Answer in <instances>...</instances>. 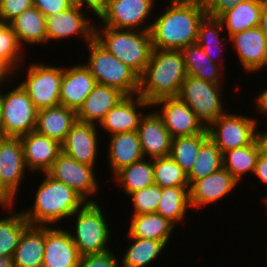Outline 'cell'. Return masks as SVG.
Returning <instances> with one entry per match:
<instances>
[{
    "label": "cell",
    "instance_id": "cell-3",
    "mask_svg": "<svg viewBox=\"0 0 267 267\" xmlns=\"http://www.w3.org/2000/svg\"><path fill=\"white\" fill-rule=\"evenodd\" d=\"M35 191L33 207L22 210L30 225L50 226L70 216L86 201L72 188L54 179L47 173Z\"/></svg>",
    "mask_w": 267,
    "mask_h": 267
},
{
    "label": "cell",
    "instance_id": "cell-4",
    "mask_svg": "<svg viewBox=\"0 0 267 267\" xmlns=\"http://www.w3.org/2000/svg\"><path fill=\"white\" fill-rule=\"evenodd\" d=\"M102 27L95 24L94 39L140 76L153 50L150 31Z\"/></svg>",
    "mask_w": 267,
    "mask_h": 267
},
{
    "label": "cell",
    "instance_id": "cell-56",
    "mask_svg": "<svg viewBox=\"0 0 267 267\" xmlns=\"http://www.w3.org/2000/svg\"><path fill=\"white\" fill-rule=\"evenodd\" d=\"M73 5L78 7V0H69Z\"/></svg>",
    "mask_w": 267,
    "mask_h": 267
},
{
    "label": "cell",
    "instance_id": "cell-46",
    "mask_svg": "<svg viewBox=\"0 0 267 267\" xmlns=\"http://www.w3.org/2000/svg\"><path fill=\"white\" fill-rule=\"evenodd\" d=\"M204 6L207 16L212 18H219L223 13L232 9L241 1L248 0H200Z\"/></svg>",
    "mask_w": 267,
    "mask_h": 267
},
{
    "label": "cell",
    "instance_id": "cell-18",
    "mask_svg": "<svg viewBox=\"0 0 267 267\" xmlns=\"http://www.w3.org/2000/svg\"><path fill=\"white\" fill-rule=\"evenodd\" d=\"M238 184L239 182L223 167L194 181L189 188L191 208L202 209L203 206L216 203L232 193Z\"/></svg>",
    "mask_w": 267,
    "mask_h": 267
},
{
    "label": "cell",
    "instance_id": "cell-53",
    "mask_svg": "<svg viewBox=\"0 0 267 267\" xmlns=\"http://www.w3.org/2000/svg\"><path fill=\"white\" fill-rule=\"evenodd\" d=\"M5 81V82H4ZM7 81H12L11 77L0 67V86H2L4 83H7ZM2 84V85H1Z\"/></svg>",
    "mask_w": 267,
    "mask_h": 267
},
{
    "label": "cell",
    "instance_id": "cell-24",
    "mask_svg": "<svg viewBox=\"0 0 267 267\" xmlns=\"http://www.w3.org/2000/svg\"><path fill=\"white\" fill-rule=\"evenodd\" d=\"M125 96L114 87L97 84L76 111L77 121L99 125L105 115Z\"/></svg>",
    "mask_w": 267,
    "mask_h": 267
},
{
    "label": "cell",
    "instance_id": "cell-22",
    "mask_svg": "<svg viewBox=\"0 0 267 267\" xmlns=\"http://www.w3.org/2000/svg\"><path fill=\"white\" fill-rule=\"evenodd\" d=\"M154 111L143 114L137 129L142 153L144 158L149 156V159L168 156L172 142L161 116Z\"/></svg>",
    "mask_w": 267,
    "mask_h": 267
},
{
    "label": "cell",
    "instance_id": "cell-16",
    "mask_svg": "<svg viewBox=\"0 0 267 267\" xmlns=\"http://www.w3.org/2000/svg\"><path fill=\"white\" fill-rule=\"evenodd\" d=\"M147 107L152 106L139 94L125 96L105 115L98 127L109 133L108 136L136 131L144 114L139 109Z\"/></svg>",
    "mask_w": 267,
    "mask_h": 267
},
{
    "label": "cell",
    "instance_id": "cell-49",
    "mask_svg": "<svg viewBox=\"0 0 267 267\" xmlns=\"http://www.w3.org/2000/svg\"><path fill=\"white\" fill-rule=\"evenodd\" d=\"M255 99L258 114H265L267 116V88L258 94Z\"/></svg>",
    "mask_w": 267,
    "mask_h": 267
},
{
    "label": "cell",
    "instance_id": "cell-39",
    "mask_svg": "<svg viewBox=\"0 0 267 267\" xmlns=\"http://www.w3.org/2000/svg\"><path fill=\"white\" fill-rule=\"evenodd\" d=\"M223 167L222 152L208 138L200 147L191 171L187 174L189 185L194 181L219 171Z\"/></svg>",
    "mask_w": 267,
    "mask_h": 267
},
{
    "label": "cell",
    "instance_id": "cell-33",
    "mask_svg": "<svg viewBox=\"0 0 267 267\" xmlns=\"http://www.w3.org/2000/svg\"><path fill=\"white\" fill-rule=\"evenodd\" d=\"M132 242L124 252L120 267H148L154 262L161 252H164L167 242L147 238L133 237L128 234ZM148 265V266H147Z\"/></svg>",
    "mask_w": 267,
    "mask_h": 267
},
{
    "label": "cell",
    "instance_id": "cell-35",
    "mask_svg": "<svg viewBox=\"0 0 267 267\" xmlns=\"http://www.w3.org/2000/svg\"><path fill=\"white\" fill-rule=\"evenodd\" d=\"M260 152L258 139L250 145L228 150L222 154L223 168L240 182L244 175L253 174Z\"/></svg>",
    "mask_w": 267,
    "mask_h": 267
},
{
    "label": "cell",
    "instance_id": "cell-25",
    "mask_svg": "<svg viewBox=\"0 0 267 267\" xmlns=\"http://www.w3.org/2000/svg\"><path fill=\"white\" fill-rule=\"evenodd\" d=\"M77 122L74 109L63 105L38 110L35 131L62 144L72 126Z\"/></svg>",
    "mask_w": 267,
    "mask_h": 267
},
{
    "label": "cell",
    "instance_id": "cell-13",
    "mask_svg": "<svg viewBox=\"0 0 267 267\" xmlns=\"http://www.w3.org/2000/svg\"><path fill=\"white\" fill-rule=\"evenodd\" d=\"M94 170V166L79 163L61 152L46 173L72 188L86 202H97L91 198L100 190Z\"/></svg>",
    "mask_w": 267,
    "mask_h": 267
},
{
    "label": "cell",
    "instance_id": "cell-2",
    "mask_svg": "<svg viewBox=\"0 0 267 267\" xmlns=\"http://www.w3.org/2000/svg\"><path fill=\"white\" fill-rule=\"evenodd\" d=\"M186 77L181 50L153 48L150 61L139 76L137 94L151 105L162 98L177 97Z\"/></svg>",
    "mask_w": 267,
    "mask_h": 267
},
{
    "label": "cell",
    "instance_id": "cell-37",
    "mask_svg": "<svg viewBox=\"0 0 267 267\" xmlns=\"http://www.w3.org/2000/svg\"><path fill=\"white\" fill-rule=\"evenodd\" d=\"M23 49L24 48L19 45L16 34L11 25L3 23L0 26V67L10 77H15L16 74L18 75V69L19 71L23 70L21 67L24 61L22 60V57L24 56L25 58V54H22Z\"/></svg>",
    "mask_w": 267,
    "mask_h": 267
},
{
    "label": "cell",
    "instance_id": "cell-55",
    "mask_svg": "<svg viewBox=\"0 0 267 267\" xmlns=\"http://www.w3.org/2000/svg\"><path fill=\"white\" fill-rule=\"evenodd\" d=\"M1 122H2V116H1V98H0V136H1Z\"/></svg>",
    "mask_w": 267,
    "mask_h": 267
},
{
    "label": "cell",
    "instance_id": "cell-26",
    "mask_svg": "<svg viewBox=\"0 0 267 267\" xmlns=\"http://www.w3.org/2000/svg\"><path fill=\"white\" fill-rule=\"evenodd\" d=\"M108 160L113 176L122 168L144 158L137 130L110 136Z\"/></svg>",
    "mask_w": 267,
    "mask_h": 267
},
{
    "label": "cell",
    "instance_id": "cell-47",
    "mask_svg": "<svg viewBox=\"0 0 267 267\" xmlns=\"http://www.w3.org/2000/svg\"><path fill=\"white\" fill-rule=\"evenodd\" d=\"M107 0H78V7L84 10L86 7L91 10L97 18L104 12ZM86 5V6H85ZM85 7V8H84Z\"/></svg>",
    "mask_w": 267,
    "mask_h": 267
},
{
    "label": "cell",
    "instance_id": "cell-5",
    "mask_svg": "<svg viewBox=\"0 0 267 267\" xmlns=\"http://www.w3.org/2000/svg\"><path fill=\"white\" fill-rule=\"evenodd\" d=\"M88 62L84 64L97 84L114 87L126 96L136 95L139 90V75L108 52L94 38L87 44Z\"/></svg>",
    "mask_w": 267,
    "mask_h": 267
},
{
    "label": "cell",
    "instance_id": "cell-42",
    "mask_svg": "<svg viewBox=\"0 0 267 267\" xmlns=\"http://www.w3.org/2000/svg\"><path fill=\"white\" fill-rule=\"evenodd\" d=\"M162 188L157 184L130 193L134 211L131 215L156 213L161 198Z\"/></svg>",
    "mask_w": 267,
    "mask_h": 267
},
{
    "label": "cell",
    "instance_id": "cell-20",
    "mask_svg": "<svg viewBox=\"0 0 267 267\" xmlns=\"http://www.w3.org/2000/svg\"><path fill=\"white\" fill-rule=\"evenodd\" d=\"M97 127L95 124L77 121L61 144L62 152L79 163L95 166L99 153Z\"/></svg>",
    "mask_w": 267,
    "mask_h": 267
},
{
    "label": "cell",
    "instance_id": "cell-40",
    "mask_svg": "<svg viewBox=\"0 0 267 267\" xmlns=\"http://www.w3.org/2000/svg\"><path fill=\"white\" fill-rule=\"evenodd\" d=\"M29 225L23 212L0 219V256L8 255L13 258L19 239Z\"/></svg>",
    "mask_w": 267,
    "mask_h": 267
},
{
    "label": "cell",
    "instance_id": "cell-32",
    "mask_svg": "<svg viewBox=\"0 0 267 267\" xmlns=\"http://www.w3.org/2000/svg\"><path fill=\"white\" fill-rule=\"evenodd\" d=\"M187 75L197 79L221 84L218 71L224 69L219 64L213 63L197 43L187 45L182 50ZM221 68V69H220ZM220 78V79H219Z\"/></svg>",
    "mask_w": 267,
    "mask_h": 267
},
{
    "label": "cell",
    "instance_id": "cell-27",
    "mask_svg": "<svg viewBox=\"0 0 267 267\" xmlns=\"http://www.w3.org/2000/svg\"><path fill=\"white\" fill-rule=\"evenodd\" d=\"M45 226L29 225L22 233L13 255L16 267H42Z\"/></svg>",
    "mask_w": 267,
    "mask_h": 267
},
{
    "label": "cell",
    "instance_id": "cell-29",
    "mask_svg": "<svg viewBox=\"0 0 267 267\" xmlns=\"http://www.w3.org/2000/svg\"><path fill=\"white\" fill-rule=\"evenodd\" d=\"M9 24L22 48L25 43L33 46L46 43V17L35 6L24 10Z\"/></svg>",
    "mask_w": 267,
    "mask_h": 267
},
{
    "label": "cell",
    "instance_id": "cell-8",
    "mask_svg": "<svg viewBox=\"0 0 267 267\" xmlns=\"http://www.w3.org/2000/svg\"><path fill=\"white\" fill-rule=\"evenodd\" d=\"M221 88H223L221 84L187 75L177 97L194 111L207 128L227 111L222 103Z\"/></svg>",
    "mask_w": 267,
    "mask_h": 267
},
{
    "label": "cell",
    "instance_id": "cell-45",
    "mask_svg": "<svg viewBox=\"0 0 267 267\" xmlns=\"http://www.w3.org/2000/svg\"><path fill=\"white\" fill-rule=\"evenodd\" d=\"M35 6L45 17L59 14L73 6L69 0H33Z\"/></svg>",
    "mask_w": 267,
    "mask_h": 267
},
{
    "label": "cell",
    "instance_id": "cell-15",
    "mask_svg": "<svg viewBox=\"0 0 267 267\" xmlns=\"http://www.w3.org/2000/svg\"><path fill=\"white\" fill-rule=\"evenodd\" d=\"M82 12V9L73 5L68 10L46 17V43L78 35L88 44L94 38L95 24L86 19Z\"/></svg>",
    "mask_w": 267,
    "mask_h": 267
},
{
    "label": "cell",
    "instance_id": "cell-6",
    "mask_svg": "<svg viewBox=\"0 0 267 267\" xmlns=\"http://www.w3.org/2000/svg\"><path fill=\"white\" fill-rule=\"evenodd\" d=\"M71 217L76 219L75 232L68 231L81 256L110 250L111 229L98 202H86Z\"/></svg>",
    "mask_w": 267,
    "mask_h": 267
},
{
    "label": "cell",
    "instance_id": "cell-30",
    "mask_svg": "<svg viewBox=\"0 0 267 267\" xmlns=\"http://www.w3.org/2000/svg\"><path fill=\"white\" fill-rule=\"evenodd\" d=\"M130 236L147 238L157 241H169L175 226L158 213L131 215Z\"/></svg>",
    "mask_w": 267,
    "mask_h": 267
},
{
    "label": "cell",
    "instance_id": "cell-43",
    "mask_svg": "<svg viewBox=\"0 0 267 267\" xmlns=\"http://www.w3.org/2000/svg\"><path fill=\"white\" fill-rule=\"evenodd\" d=\"M120 261L113 251L81 256L79 267H120Z\"/></svg>",
    "mask_w": 267,
    "mask_h": 267
},
{
    "label": "cell",
    "instance_id": "cell-14",
    "mask_svg": "<svg viewBox=\"0 0 267 267\" xmlns=\"http://www.w3.org/2000/svg\"><path fill=\"white\" fill-rule=\"evenodd\" d=\"M151 106H158L157 113L172 138L196 135L207 130L194 111L178 97L162 98Z\"/></svg>",
    "mask_w": 267,
    "mask_h": 267
},
{
    "label": "cell",
    "instance_id": "cell-21",
    "mask_svg": "<svg viewBox=\"0 0 267 267\" xmlns=\"http://www.w3.org/2000/svg\"><path fill=\"white\" fill-rule=\"evenodd\" d=\"M60 87V105L77 111L97 85L94 76L84 64L63 66Z\"/></svg>",
    "mask_w": 267,
    "mask_h": 267
},
{
    "label": "cell",
    "instance_id": "cell-41",
    "mask_svg": "<svg viewBox=\"0 0 267 267\" xmlns=\"http://www.w3.org/2000/svg\"><path fill=\"white\" fill-rule=\"evenodd\" d=\"M154 184L161 188L174 186H190L187 174L168 155L153 159Z\"/></svg>",
    "mask_w": 267,
    "mask_h": 267
},
{
    "label": "cell",
    "instance_id": "cell-48",
    "mask_svg": "<svg viewBox=\"0 0 267 267\" xmlns=\"http://www.w3.org/2000/svg\"><path fill=\"white\" fill-rule=\"evenodd\" d=\"M253 175L257 176L263 184H267V155L260 152Z\"/></svg>",
    "mask_w": 267,
    "mask_h": 267
},
{
    "label": "cell",
    "instance_id": "cell-31",
    "mask_svg": "<svg viewBox=\"0 0 267 267\" xmlns=\"http://www.w3.org/2000/svg\"><path fill=\"white\" fill-rule=\"evenodd\" d=\"M189 188L190 186L162 188L156 213L162 215L175 227L187 217V210L191 208Z\"/></svg>",
    "mask_w": 267,
    "mask_h": 267
},
{
    "label": "cell",
    "instance_id": "cell-38",
    "mask_svg": "<svg viewBox=\"0 0 267 267\" xmlns=\"http://www.w3.org/2000/svg\"><path fill=\"white\" fill-rule=\"evenodd\" d=\"M209 138L208 131L190 136L172 138L170 156L188 174L196 160L201 145Z\"/></svg>",
    "mask_w": 267,
    "mask_h": 267
},
{
    "label": "cell",
    "instance_id": "cell-17",
    "mask_svg": "<svg viewBox=\"0 0 267 267\" xmlns=\"http://www.w3.org/2000/svg\"><path fill=\"white\" fill-rule=\"evenodd\" d=\"M230 41L243 70L253 74L267 67V41L259 26L231 35Z\"/></svg>",
    "mask_w": 267,
    "mask_h": 267
},
{
    "label": "cell",
    "instance_id": "cell-58",
    "mask_svg": "<svg viewBox=\"0 0 267 267\" xmlns=\"http://www.w3.org/2000/svg\"><path fill=\"white\" fill-rule=\"evenodd\" d=\"M4 22L1 20V18H0V26L3 24Z\"/></svg>",
    "mask_w": 267,
    "mask_h": 267
},
{
    "label": "cell",
    "instance_id": "cell-10",
    "mask_svg": "<svg viewBox=\"0 0 267 267\" xmlns=\"http://www.w3.org/2000/svg\"><path fill=\"white\" fill-rule=\"evenodd\" d=\"M26 76L19 84L27 92L34 106L40 110L60 105L63 67L30 63Z\"/></svg>",
    "mask_w": 267,
    "mask_h": 267
},
{
    "label": "cell",
    "instance_id": "cell-51",
    "mask_svg": "<svg viewBox=\"0 0 267 267\" xmlns=\"http://www.w3.org/2000/svg\"><path fill=\"white\" fill-rule=\"evenodd\" d=\"M257 139L261 147V152L267 155V131L266 132H257Z\"/></svg>",
    "mask_w": 267,
    "mask_h": 267
},
{
    "label": "cell",
    "instance_id": "cell-1",
    "mask_svg": "<svg viewBox=\"0 0 267 267\" xmlns=\"http://www.w3.org/2000/svg\"><path fill=\"white\" fill-rule=\"evenodd\" d=\"M167 9L152 22L153 48L182 50L197 41L200 23L207 16L200 0H168Z\"/></svg>",
    "mask_w": 267,
    "mask_h": 267
},
{
    "label": "cell",
    "instance_id": "cell-23",
    "mask_svg": "<svg viewBox=\"0 0 267 267\" xmlns=\"http://www.w3.org/2000/svg\"><path fill=\"white\" fill-rule=\"evenodd\" d=\"M24 162L30 172L46 173L62 152L61 144L45 135L32 131L20 137Z\"/></svg>",
    "mask_w": 267,
    "mask_h": 267
},
{
    "label": "cell",
    "instance_id": "cell-7",
    "mask_svg": "<svg viewBox=\"0 0 267 267\" xmlns=\"http://www.w3.org/2000/svg\"><path fill=\"white\" fill-rule=\"evenodd\" d=\"M1 98V136L21 137L35 131L38 109L20 84Z\"/></svg>",
    "mask_w": 267,
    "mask_h": 267
},
{
    "label": "cell",
    "instance_id": "cell-54",
    "mask_svg": "<svg viewBox=\"0 0 267 267\" xmlns=\"http://www.w3.org/2000/svg\"><path fill=\"white\" fill-rule=\"evenodd\" d=\"M0 205L2 208H4L5 210L7 209V212L12 211V209L14 208L12 205H2V180H1V174H0Z\"/></svg>",
    "mask_w": 267,
    "mask_h": 267
},
{
    "label": "cell",
    "instance_id": "cell-11",
    "mask_svg": "<svg viewBox=\"0 0 267 267\" xmlns=\"http://www.w3.org/2000/svg\"><path fill=\"white\" fill-rule=\"evenodd\" d=\"M27 170L20 137L0 136V174L2 205H14ZM16 199V200H15Z\"/></svg>",
    "mask_w": 267,
    "mask_h": 267
},
{
    "label": "cell",
    "instance_id": "cell-36",
    "mask_svg": "<svg viewBox=\"0 0 267 267\" xmlns=\"http://www.w3.org/2000/svg\"><path fill=\"white\" fill-rule=\"evenodd\" d=\"M224 30L225 29L223 28V24L218 18L206 16L200 23L196 43L201 46L203 51L212 60L213 63L218 64L219 62L220 67L222 66V68L225 70V59L221 55L223 47H220L225 45V42L223 45H220L223 43L222 41H224L223 37L221 39L220 36L222 32L224 35ZM215 57H220V59L217 61Z\"/></svg>",
    "mask_w": 267,
    "mask_h": 267
},
{
    "label": "cell",
    "instance_id": "cell-9",
    "mask_svg": "<svg viewBox=\"0 0 267 267\" xmlns=\"http://www.w3.org/2000/svg\"><path fill=\"white\" fill-rule=\"evenodd\" d=\"M226 111L220 115L206 129L209 138L221 150L222 154L228 150L252 144L257 139V118L234 114Z\"/></svg>",
    "mask_w": 267,
    "mask_h": 267
},
{
    "label": "cell",
    "instance_id": "cell-12",
    "mask_svg": "<svg viewBox=\"0 0 267 267\" xmlns=\"http://www.w3.org/2000/svg\"><path fill=\"white\" fill-rule=\"evenodd\" d=\"M155 1L107 0L105 10L98 19L102 22L101 26L150 31L152 23L149 22L150 24H147V19L149 20L148 17L152 14Z\"/></svg>",
    "mask_w": 267,
    "mask_h": 267
},
{
    "label": "cell",
    "instance_id": "cell-28",
    "mask_svg": "<svg viewBox=\"0 0 267 267\" xmlns=\"http://www.w3.org/2000/svg\"><path fill=\"white\" fill-rule=\"evenodd\" d=\"M267 0L241 1L232 9L223 13L218 19L228 33V38L236 33L257 27L260 24V14Z\"/></svg>",
    "mask_w": 267,
    "mask_h": 267
},
{
    "label": "cell",
    "instance_id": "cell-34",
    "mask_svg": "<svg viewBox=\"0 0 267 267\" xmlns=\"http://www.w3.org/2000/svg\"><path fill=\"white\" fill-rule=\"evenodd\" d=\"M116 183L123 187L124 193H130L147 188L154 184L153 159L146 161L145 158L122 168L114 176Z\"/></svg>",
    "mask_w": 267,
    "mask_h": 267
},
{
    "label": "cell",
    "instance_id": "cell-57",
    "mask_svg": "<svg viewBox=\"0 0 267 267\" xmlns=\"http://www.w3.org/2000/svg\"><path fill=\"white\" fill-rule=\"evenodd\" d=\"M264 202H265V206H267V195H266V197L264 198Z\"/></svg>",
    "mask_w": 267,
    "mask_h": 267
},
{
    "label": "cell",
    "instance_id": "cell-44",
    "mask_svg": "<svg viewBox=\"0 0 267 267\" xmlns=\"http://www.w3.org/2000/svg\"><path fill=\"white\" fill-rule=\"evenodd\" d=\"M32 6L33 0H0V18L4 23L9 24Z\"/></svg>",
    "mask_w": 267,
    "mask_h": 267
},
{
    "label": "cell",
    "instance_id": "cell-50",
    "mask_svg": "<svg viewBox=\"0 0 267 267\" xmlns=\"http://www.w3.org/2000/svg\"><path fill=\"white\" fill-rule=\"evenodd\" d=\"M259 28L264 34L267 41V1L263 4L261 14H260V24Z\"/></svg>",
    "mask_w": 267,
    "mask_h": 267
},
{
    "label": "cell",
    "instance_id": "cell-52",
    "mask_svg": "<svg viewBox=\"0 0 267 267\" xmlns=\"http://www.w3.org/2000/svg\"><path fill=\"white\" fill-rule=\"evenodd\" d=\"M0 267H16L13 263L11 256L2 255L0 256Z\"/></svg>",
    "mask_w": 267,
    "mask_h": 267
},
{
    "label": "cell",
    "instance_id": "cell-19",
    "mask_svg": "<svg viewBox=\"0 0 267 267\" xmlns=\"http://www.w3.org/2000/svg\"><path fill=\"white\" fill-rule=\"evenodd\" d=\"M66 230L45 226L42 267H79L81 255Z\"/></svg>",
    "mask_w": 267,
    "mask_h": 267
}]
</instances>
